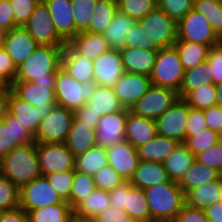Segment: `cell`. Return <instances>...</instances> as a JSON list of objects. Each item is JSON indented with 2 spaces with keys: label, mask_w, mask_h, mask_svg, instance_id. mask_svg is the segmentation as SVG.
<instances>
[{
  "label": "cell",
  "mask_w": 222,
  "mask_h": 222,
  "mask_svg": "<svg viewBox=\"0 0 222 222\" xmlns=\"http://www.w3.org/2000/svg\"><path fill=\"white\" fill-rule=\"evenodd\" d=\"M64 47L39 45L32 55L16 68L15 81H29L55 88Z\"/></svg>",
  "instance_id": "cell-1"
},
{
  "label": "cell",
  "mask_w": 222,
  "mask_h": 222,
  "mask_svg": "<svg viewBox=\"0 0 222 222\" xmlns=\"http://www.w3.org/2000/svg\"><path fill=\"white\" fill-rule=\"evenodd\" d=\"M0 174L18 188L42 176L37 144H24L12 149L0 159Z\"/></svg>",
  "instance_id": "cell-2"
},
{
  "label": "cell",
  "mask_w": 222,
  "mask_h": 222,
  "mask_svg": "<svg viewBox=\"0 0 222 222\" xmlns=\"http://www.w3.org/2000/svg\"><path fill=\"white\" fill-rule=\"evenodd\" d=\"M152 222H174L185 205V194L179 184L168 181L144 189Z\"/></svg>",
  "instance_id": "cell-3"
},
{
  "label": "cell",
  "mask_w": 222,
  "mask_h": 222,
  "mask_svg": "<svg viewBox=\"0 0 222 222\" xmlns=\"http://www.w3.org/2000/svg\"><path fill=\"white\" fill-rule=\"evenodd\" d=\"M138 22L143 30H147V50H159L174 46L177 41L178 23L159 7H156Z\"/></svg>",
  "instance_id": "cell-4"
},
{
  "label": "cell",
  "mask_w": 222,
  "mask_h": 222,
  "mask_svg": "<svg viewBox=\"0 0 222 222\" xmlns=\"http://www.w3.org/2000/svg\"><path fill=\"white\" fill-rule=\"evenodd\" d=\"M183 76L184 69L175 46L159 49L150 75L152 84L179 93Z\"/></svg>",
  "instance_id": "cell-5"
},
{
  "label": "cell",
  "mask_w": 222,
  "mask_h": 222,
  "mask_svg": "<svg viewBox=\"0 0 222 222\" xmlns=\"http://www.w3.org/2000/svg\"><path fill=\"white\" fill-rule=\"evenodd\" d=\"M96 87L94 81L80 83L60 68L54 89L57 105L75 112L87 103Z\"/></svg>",
  "instance_id": "cell-6"
},
{
  "label": "cell",
  "mask_w": 222,
  "mask_h": 222,
  "mask_svg": "<svg viewBox=\"0 0 222 222\" xmlns=\"http://www.w3.org/2000/svg\"><path fill=\"white\" fill-rule=\"evenodd\" d=\"M73 118V111L58 105L54 106L52 111L41 120L34 136L35 143H64Z\"/></svg>",
  "instance_id": "cell-7"
},
{
  "label": "cell",
  "mask_w": 222,
  "mask_h": 222,
  "mask_svg": "<svg viewBox=\"0 0 222 222\" xmlns=\"http://www.w3.org/2000/svg\"><path fill=\"white\" fill-rule=\"evenodd\" d=\"M63 201L45 176L23 185L19 191V207L27 213L42 207L59 204Z\"/></svg>",
  "instance_id": "cell-8"
},
{
  "label": "cell",
  "mask_w": 222,
  "mask_h": 222,
  "mask_svg": "<svg viewBox=\"0 0 222 222\" xmlns=\"http://www.w3.org/2000/svg\"><path fill=\"white\" fill-rule=\"evenodd\" d=\"M179 98L178 92L152 84L148 91L130 108V111L136 115L155 120Z\"/></svg>",
  "instance_id": "cell-9"
},
{
  "label": "cell",
  "mask_w": 222,
  "mask_h": 222,
  "mask_svg": "<svg viewBox=\"0 0 222 222\" xmlns=\"http://www.w3.org/2000/svg\"><path fill=\"white\" fill-rule=\"evenodd\" d=\"M177 30L179 40L207 44L211 47L222 42L210 26L209 20L194 8L178 22Z\"/></svg>",
  "instance_id": "cell-10"
},
{
  "label": "cell",
  "mask_w": 222,
  "mask_h": 222,
  "mask_svg": "<svg viewBox=\"0 0 222 222\" xmlns=\"http://www.w3.org/2000/svg\"><path fill=\"white\" fill-rule=\"evenodd\" d=\"M49 14L41 0L23 27L39 45L66 46L67 43L59 36Z\"/></svg>",
  "instance_id": "cell-11"
},
{
  "label": "cell",
  "mask_w": 222,
  "mask_h": 222,
  "mask_svg": "<svg viewBox=\"0 0 222 222\" xmlns=\"http://www.w3.org/2000/svg\"><path fill=\"white\" fill-rule=\"evenodd\" d=\"M42 176L75 170V157L64 143L37 144Z\"/></svg>",
  "instance_id": "cell-12"
},
{
  "label": "cell",
  "mask_w": 222,
  "mask_h": 222,
  "mask_svg": "<svg viewBox=\"0 0 222 222\" xmlns=\"http://www.w3.org/2000/svg\"><path fill=\"white\" fill-rule=\"evenodd\" d=\"M188 113V104L182 98L176 100L165 113L155 119L157 135L184 143Z\"/></svg>",
  "instance_id": "cell-13"
},
{
  "label": "cell",
  "mask_w": 222,
  "mask_h": 222,
  "mask_svg": "<svg viewBox=\"0 0 222 222\" xmlns=\"http://www.w3.org/2000/svg\"><path fill=\"white\" fill-rule=\"evenodd\" d=\"M1 46L17 68L32 55L39 44L23 26H17L4 32Z\"/></svg>",
  "instance_id": "cell-14"
},
{
  "label": "cell",
  "mask_w": 222,
  "mask_h": 222,
  "mask_svg": "<svg viewBox=\"0 0 222 222\" xmlns=\"http://www.w3.org/2000/svg\"><path fill=\"white\" fill-rule=\"evenodd\" d=\"M151 85L150 76L124 72L112 88L121 105L130 110Z\"/></svg>",
  "instance_id": "cell-15"
},
{
  "label": "cell",
  "mask_w": 222,
  "mask_h": 222,
  "mask_svg": "<svg viewBox=\"0 0 222 222\" xmlns=\"http://www.w3.org/2000/svg\"><path fill=\"white\" fill-rule=\"evenodd\" d=\"M55 88L49 85H38L29 81H14L10 90L28 104L46 110H52L57 105Z\"/></svg>",
  "instance_id": "cell-16"
},
{
  "label": "cell",
  "mask_w": 222,
  "mask_h": 222,
  "mask_svg": "<svg viewBox=\"0 0 222 222\" xmlns=\"http://www.w3.org/2000/svg\"><path fill=\"white\" fill-rule=\"evenodd\" d=\"M94 82L99 86L110 87L125 72L120 50L109 49L93 60Z\"/></svg>",
  "instance_id": "cell-17"
},
{
  "label": "cell",
  "mask_w": 222,
  "mask_h": 222,
  "mask_svg": "<svg viewBox=\"0 0 222 222\" xmlns=\"http://www.w3.org/2000/svg\"><path fill=\"white\" fill-rule=\"evenodd\" d=\"M108 164L123 177L130 181L140 162L138 149L126 140L106 147Z\"/></svg>",
  "instance_id": "cell-18"
},
{
  "label": "cell",
  "mask_w": 222,
  "mask_h": 222,
  "mask_svg": "<svg viewBox=\"0 0 222 222\" xmlns=\"http://www.w3.org/2000/svg\"><path fill=\"white\" fill-rule=\"evenodd\" d=\"M128 109L103 115L96 129L97 146L108 147L125 140Z\"/></svg>",
  "instance_id": "cell-19"
},
{
  "label": "cell",
  "mask_w": 222,
  "mask_h": 222,
  "mask_svg": "<svg viewBox=\"0 0 222 222\" xmlns=\"http://www.w3.org/2000/svg\"><path fill=\"white\" fill-rule=\"evenodd\" d=\"M34 143V136L18 122L17 118L7 113L0 122V159L15 147Z\"/></svg>",
  "instance_id": "cell-20"
},
{
  "label": "cell",
  "mask_w": 222,
  "mask_h": 222,
  "mask_svg": "<svg viewBox=\"0 0 222 222\" xmlns=\"http://www.w3.org/2000/svg\"><path fill=\"white\" fill-rule=\"evenodd\" d=\"M48 8L49 15L59 36L69 43L76 35L77 29L73 19L70 0H42Z\"/></svg>",
  "instance_id": "cell-21"
},
{
  "label": "cell",
  "mask_w": 222,
  "mask_h": 222,
  "mask_svg": "<svg viewBox=\"0 0 222 222\" xmlns=\"http://www.w3.org/2000/svg\"><path fill=\"white\" fill-rule=\"evenodd\" d=\"M51 111L28 104L9 89L8 113L17 118L18 122L33 136H35L41 120Z\"/></svg>",
  "instance_id": "cell-22"
},
{
  "label": "cell",
  "mask_w": 222,
  "mask_h": 222,
  "mask_svg": "<svg viewBox=\"0 0 222 222\" xmlns=\"http://www.w3.org/2000/svg\"><path fill=\"white\" fill-rule=\"evenodd\" d=\"M157 136L155 120L132 113L128 109L125 124V140L134 148H139Z\"/></svg>",
  "instance_id": "cell-23"
},
{
  "label": "cell",
  "mask_w": 222,
  "mask_h": 222,
  "mask_svg": "<svg viewBox=\"0 0 222 222\" xmlns=\"http://www.w3.org/2000/svg\"><path fill=\"white\" fill-rule=\"evenodd\" d=\"M61 68L76 81H94L93 60L78 54L68 43L64 47Z\"/></svg>",
  "instance_id": "cell-24"
},
{
  "label": "cell",
  "mask_w": 222,
  "mask_h": 222,
  "mask_svg": "<svg viewBox=\"0 0 222 222\" xmlns=\"http://www.w3.org/2000/svg\"><path fill=\"white\" fill-rule=\"evenodd\" d=\"M120 53L125 72L150 76L158 50L125 47Z\"/></svg>",
  "instance_id": "cell-25"
},
{
  "label": "cell",
  "mask_w": 222,
  "mask_h": 222,
  "mask_svg": "<svg viewBox=\"0 0 222 222\" xmlns=\"http://www.w3.org/2000/svg\"><path fill=\"white\" fill-rule=\"evenodd\" d=\"M64 144L74 157L84 154L97 145L96 129L89 127L74 116Z\"/></svg>",
  "instance_id": "cell-26"
},
{
  "label": "cell",
  "mask_w": 222,
  "mask_h": 222,
  "mask_svg": "<svg viewBox=\"0 0 222 222\" xmlns=\"http://www.w3.org/2000/svg\"><path fill=\"white\" fill-rule=\"evenodd\" d=\"M170 180L163 163L140 160L129 182L135 187L146 189Z\"/></svg>",
  "instance_id": "cell-27"
},
{
  "label": "cell",
  "mask_w": 222,
  "mask_h": 222,
  "mask_svg": "<svg viewBox=\"0 0 222 222\" xmlns=\"http://www.w3.org/2000/svg\"><path fill=\"white\" fill-rule=\"evenodd\" d=\"M78 54L95 60L110 47L103 34L80 32L68 43Z\"/></svg>",
  "instance_id": "cell-28"
},
{
  "label": "cell",
  "mask_w": 222,
  "mask_h": 222,
  "mask_svg": "<svg viewBox=\"0 0 222 222\" xmlns=\"http://www.w3.org/2000/svg\"><path fill=\"white\" fill-rule=\"evenodd\" d=\"M136 22L127 14L117 10L112 24L103 33L110 49L121 50L126 47V38Z\"/></svg>",
  "instance_id": "cell-29"
},
{
  "label": "cell",
  "mask_w": 222,
  "mask_h": 222,
  "mask_svg": "<svg viewBox=\"0 0 222 222\" xmlns=\"http://www.w3.org/2000/svg\"><path fill=\"white\" fill-rule=\"evenodd\" d=\"M222 177L210 183L195 187L185 194V204L194 208H205L220 202Z\"/></svg>",
  "instance_id": "cell-30"
},
{
  "label": "cell",
  "mask_w": 222,
  "mask_h": 222,
  "mask_svg": "<svg viewBox=\"0 0 222 222\" xmlns=\"http://www.w3.org/2000/svg\"><path fill=\"white\" fill-rule=\"evenodd\" d=\"M194 160L195 156L191 151L183 143H179L163 165L171 181L179 183Z\"/></svg>",
  "instance_id": "cell-31"
},
{
  "label": "cell",
  "mask_w": 222,
  "mask_h": 222,
  "mask_svg": "<svg viewBox=\"0 0 222 222\" xmlns=\"http://www.w3.org/2000/svg\"><path fill=\"white\" fill-rule=\"evenodd\" d=\"M179 143L173 139L157 135L149 142L142 144L138 149L141 161H154L163 163L174 151Z\"/></svg>",
  "instance_id": "cell-32"
},
{
  "label": "cell",
  "mask_w": 222,
  "mask_h": 222,
  "mask_svg": "<svg viewBox=\"0 0 222 222\" xmlns=\"http://www.w3.org/2000/svg\"><path fill=\"white\" fill-rule=\"evenodd\" d=\"M221 177L222 174L219 171L194 160L193 164L185 172L184 177L178 184L184 194H186L195 187L219 180Z\"/></svg>",
  "instance_id": "cell-33"
},
{
  "label": "cell",
  "mask_w": 222,
  "mask_h": 222,
  "mask_svg": "<svg viewBox=\"0 0 222 222\" xmlns=\"http://www.w3.org/2000/svg\"><path fill=\"white\" fill-rule=\"evenodd\" d=\"M174 46L179 53L184 71L205 62L211 50L210 45L179 39Z\"/></svg>",
  "instance_id": "cell-34"
},
{
  "label": "cell",
  "mask_w": 222,
  "mask_h": 222,
  "mask_svg": "<svg viewBox=\"0 0 222 222\" xmlns=\"http://www.w3.org/2000/svg\"><path fill=\"white\" fill-rule=\"evenodd\" d=\"M110 206L109 192L95 189L73 208V215L93 219Z\"/></svg>",
  "instance_id": "cell-35"
},
{
  "label": "cell",
  "mask_w": 222,
  "mask_h": 222,
  "mask_svg": "<svg viewBox=\"0 0 222 222\" xmlns=\"http://www.w3.org/2000/svg\"><path fill=\"white\" fill-rule=\"evenodd\" d=\"M87 104L101 117L124 109L115 95L113 88L99 85H97L94 94L87 101Z\"/></svg>",
  "instance_id": "cell-36"
},
{
  "label": "cell",
  "mask_w": 222,
  "mask_h": 222,
  "mask_svg": "<svg viewBox=\"0 0 222 222\" xmlns=\"http://www.w3.org/2000/svg\"><path fill=\"white\" fill-rule=\"evenodd\" d=\"M131 219L136 222H152L149 204L144 189L132 186L126 192V209Z\"/></svg>",
  "instance_id": "cell-37"
},
{
  "label": "cell",
  "mask_w": 222,
  "mask_h": 222,
  "mask_svg": "<svg viewBox=\"0 0 222 222\" xmlns=\"http://www.w3.org/2000/svg\"><path fill=\"white\" fill-rule=\"evenodd\" d=\"M29 222H70L73 208L67 201L30 211Z\"/></svg>",
  "instance_id": "cell-38"
},
{
  "label": "cell",
  "mask_w": 222,
  "mask_h": 222,
  "mask_svg": "<svg viewBox=\"0 0 222 222\" xmlns=\"http://www.w3.org/2000/svg\"><path fill=\"white\" fill-rule=\"evenodd\" d=\"M108 164L106 147L94 146L75 157V170L93 175Z\"/></svg>",
  "instance_id": "cell-39"
},
{
  "label": "cell",
  "mask_w": 222,
  "mask_h": 222,
  "mask_svg": "<svg viewBox=\"0 0 222 222\" xmlns=\"http://www.w3.org/2000/svg\"><path fill=\"white\" fill-rule=\"evenodd\" d=\"M117 10L116 0H97L93 11V19L86 32L103 34L112 24Z\"/></svg>",
  "instance_id": "cell-40"
},
{
  "label": "cell",
  "mask_w": 222,
  "mask_h": 222,
  "mask_svg": "<svg viewBox=\"0 0 222 222\" xmlns=\"http://www.w3.org/2000/svg\"><path fill=\"white\" fill-rule=\"evenodd\" d=\"M213 81L208 75L207 61L198 64L194 68L184 71L183 81L179 91V97L183 98L189 91L199 89Z\"/></svg>",
  "instance_id": "cell-41"
},
{
  "label": "cell",
  "mask_w": 222,
  "mask_h": 222,
  "mask_svg": "<svg viewBox=\"0 0 222 222\" xmlns=\"http://www.w3.org/2000/svg\"><path fill=\"white\" fill-rule=\"evenodd\" d=\"M193 8L209 20L213 31L222 40V2L194 0Z\"/></svg>",
  "instance_id": "cell-42"
},
{
  "label": "cell",
  "mask_w": 222,
  "mask_h": 222,
  "mask_svg": "<svg viewBox=\"0 0 222 222\" xmlns=\"http://www.w3.org/2000/svg\"><path fill=\"white\" fill-rule=\"evenodd\" d=\"M189 107L204 110L216 105V85L209 83L199 89L189 91L182 98Z\"/></svg>",
  "instance_id": "cell-43"
},
{
  "label": "cell",
  "mask_w": 222,
  "mask_h": 222,
  "mask_svg": "<svg viewBox=\"0 0 222 222\" xmlns=\"http://www.w3.org/2000/svg\"><path fill=\"white\" fill-rule=\"evenodd\" d=\"M95 189L93 175L74 170L71 194L67 202L72 208H74Z\"/></svg>",
  "instance_id": "cell-44"
},
{
  "label": "cell",
  "mask_w": 222,
  "mask_h": 222,
  "mask_svg": "<svg viewBox=\"0 0 222 222\" xmlns=\"http://www.w3.org/2000/svg\"><path fill=\"white\" fill-rule=\"evenodd\" d=\"M73 11V19L77 34L86 32L93 19V11L97 0H70Z\"/></svg>",
  "instance_id": "cell-45"
},
{
  "label": "cell",
  "mask_w": 222,
  "mask_h": 222,
  "mask_svg": "<svg viewBox=\"0 0 222 222\" xmlns=\"http://www.w3.org/2000/svg\"><path fill=\"white\" fill-rule=\"evenodd\" d=\"M117 9L139 21L158 7V0H116Z\"/></svg>",
  "instance_id": "cell-46"
},
{
  "label": "cell",
  "mask_w": 222,
  "mask_h": 222,
  "mask_svg": "<svg viewBox=\"0 0 222 222\" xmlns=\"http://www.w3.org/2000/svg\"><path fill=\"white\" fill-rule=\"evenodd\" d=\"M221 140L222 136L219 133L208 128L196 135L188 136L183 144L196 156Z\"/></svg>",
  "instance_id": "cell-47"
},
{
  "label": "cell",
  "mask_w": 222,
  "mask_h": 222,
  "mask_svg": "<svg viewBox=\"0 0 222 222\" xmlns=\"http://www.w3.org/2000/svg\"><path fill=\"white\" fill-rule=\"evenodd\" d=\"M95 188L103 191H111L121 186L126 180L121 177L109 164L93 174Z\"/></svg>",
  "instance_id": "cell-48"
},
{
  "label": "cell",
  "mask_w": 222,
  "mask_h": 222,
  "mask_svg": "<svg viewBox=\"0 0 222 222\" xmlns=\"http://www.w3.org/2000/svg\"><path fill=\"white\" fill-rule=\"evenodd\" d=\"M19 191L13 182L0 174V210H12L19 207Z\"/></svg>",
  "instance_id": "cell-49"
},
{
  "label": "cell",
  "mask_w": 222,
  "mask_h": 222,
  "mask_svg": "<svg viewBox=\"0 0 222 222\" xmlns=\"http://www.w3.org/2000/svg\"><path fill=\"white\" fill-rule=\"evenodd\" d=\"M194 0H158V7L177 23L193 8Z\"/></svg>",
  "instance_id": "cell-50"
},
{
  "label": "cell",
  "mask_w": 222,
  "mask_h": 222,
  "mask_svg": "<svg viewBox=\"0 0 222 222\" xmlns=\"http://www.w3.org/2000/svg\"><path fill=\"white\" fill-rule=\"evenodd\" d=\"M45 177L55 188L61 198L65 201H68L71 194L74 170L57 172L50 175H46Z\"/></svg>",
  "instance_id": "cell-51"
},
{
  "label": "cell",
  "mask_w": 222,
  "mask_h": 222,
  "mask_svg": "<svg viewBox=\"0 0 222 222\" xmlns=\"http://www.w3.org/2000/svg\"><path fill=\"white\" fill-rule=\"evenodd\" d=\"M206 61L209 78L215 85L222 83V42L211 47Z\"/></svg>",
  "instance_id": "cell-52"
},
{
  "label": "cell",
  "mask_w": 222,
  "mask_h": 222,
  "mask_svg": "<svg viewBox=\"0 0 222 222\" xmlns=\"http://www.w3.org/2000/svg\"><path fill=\"white\" fill-rule=\"evenodd\" d=\"M199 163L207 165L222 174V140L195 156Z\"/></svg>",
  "instance_id": "cell-53"
},
{
  "label": "cell",
  "mask_w": 222,
  "mask_h": 222,
  "mask_svg": "<svg viewBox=\"0 0 222 222\" xmlns=\"http://www.w3.org/2000/svg\"><path fill=\"white\" fill-rule=\"evenodd\" d=\"M41 0H10L16 26H24Z\"/></svg>",
  "instance_id": "cell-54"
},
{
  "label": "cell",
  "mask_w": 222,
  "mask_h": 222,
  "mask_svg": "<svg viewBox=\"0 0 222 222\" xmlns=\"http://www.w3.org/2000/svg\"><path fill=\"white\" fill-rule=\"evenodd\" d=\"M208 129L204 111L189 107L188 119L186 124V138L198 134L200 131Z\"/></svg>",
  "instance_id": "cell-55"
},
{
  "label": "cell",
  "mask_w": 222,
  "mask_h": 222,
  "mask_svg": "<svg viewBox=\"0 0 222 222\" xmlns=\"http://www.w3.org/2000/svg\"><path fill=\"white\" fill-rule=\"evenodd\" d=\"M174 222H209V220L204 210L185 204L178 212Z\"/></svg>",
  "instance_id": "cell-56"
},
{
  "label": "cell",
  "mask_w": 222,
  "mask_h": 222,
  "mask_svg": "<svg viewBox=\"0 0 222 222\" xmlns=\"http://www.w3.org/2000/svg\"><path fill=\"white\" fill-rule=\"evenodd\" d=\"M96 222H133L125 210L108 207L93 218Z\"/></svg>",
  "instance_id": "cell-57"
},
{
  "label": "cell",
  "mask_w": 222,
  "mask_h": 222,
  "mask_svg": "<svg viewBox=\"0 0 222 222\" xmlns=\"http://www.w3.org/2000/svg\"><path fill=\"white\" fill-rule=\"evenodd\" d=\"M203 111L208 128L222 136V107L213 105Z\"/></svg>",
  "instance_id": "cell-58"
},
{
  "label": "cell",
  "mask_w": 222,
  "mask_h": 222,
  "mask_svg": "<svg viewBox=\"0 0 222 222\" xmlns=\"http://www.w3.org/2000/svg\"><path fill=\"white\" fill-rule=\"evenodd\" d=\"M147 30H143L141 24L137 21L126 38V47L147 50Z\"/></svg>",
  "instance_id": "cell-59"
},
{
  "label": "cell",
  "mask_w": 222,
  "mask_h": 222,
  "mask_svg": "<svg viewBox=\"0 0 222 222\" xmlns=\"http://www.w3.org/2000/svg\"><path fill=\"white\" fill-rule=\"evenodd\" d=\"M0 76L9 85L15 81L16 76V67L2 46H0Z\"/></svg>",
  "instance_id": "cell-60"
},
{
  "label": "cell",
  "mask_w": 222,
  "mask_h": 222,
  "mask_svg": "<svg viewBox=\"0 0 222 222\" xmlns=\"http://www.w3.org/2000/svg\"><path fill=\"white\" fill-rule=\"evenodd\" d=\"M17 27L10 0H0V29L7 32Z\"/></svg>",
  "instance_id": "cell-61"
},
{
  "label": "cell",
  "mask_w": 222,
  "mask_h": 222,
  "mask_svg": "<svg viewBox=\"0 0 222 222\" xmlns=\"http://www.w3.org/2000/svg\"><path fill=\"white\" fill-rule=\"evenodd\" d=\"M133 185L126 181L121 186L114 188L109 191L110 205L117 209L125 210L126 209V192H129L130 188Z\"/></svg>",
  "instance_id": "cell-62"
},
{
  "label": "cell",
  "mask_w": 222,
  "mask_h": 222,
  "mask_svg": "<svg viewBox=\"0 0 222 222\" xmlns=\"http://www.w3.org/2000/svg\"><path fill=\"white\" fill-rule=\"evenodd\" d=\"M74 116L89 127L97 129L99 119L101 118L87 103L74 112Z\"/></svg>",
  "instance_id": "cell-63"
},
{
  "label": "cell",
  "mask_w": 222,
  "mask_h": 222,
  "mask_svg": "<svg viewBox=\"0 0 222 222\" xmlns=\"http://www.w3.org/2000/svg\"><path fill=\"white\" fill-rule=\"evenodd\" d=\"M0 222H29L27 212L21 207L2 211Z\"/></svg>",
  "instance_id": "cell-64"
},
{
  "label": "cell",
  "mask_w": 222,
  "mask_h": 222,
  "mask_svg": "<svg viewBox=\"0 0 222 222\" xmlns=\"http://www.w3.org/2000/svg\"><path fill=\"white\" fill-rule=\"evenodd\" d=\"M209 222H222V203H214L204 209Z\"/></svg>",
  "instance_id": "cell-65"
},
{
  "label": "cell",
  "mask_w": 222,
  "mask_h": 222,
  "mask_svg": "<svg viewBox=\"0 0 222 222\" xmlns=\"http://www.w3.org/2000/svg\"><path fill=\"white\" fill-rule=\"evenodd\" d=\"M9 90L0 91V122L4 120L8 113Z\"/></svg>",
  "instance_id": "cell-66"
},
{
  "label": "cell",
  "mask_w": 222,
  "mask_h": 222,
  "mask_svg": "<svg viewBox=\"0 0 222 222\" xmlns=\"http://www.w3.org/2000/svg\"><path fill=\"white\" fill-rule=\"evenodd\" d=\"M216 105L222 107V83L216 85Z\"/></svg>",
  "instance_id": "cell-67"
},
{
  "label": "cell",
  "mask_w": 222,
  "mask_h": 222,
  "mask_svg": "<svg viewBox=\"0 0 222 222\" xmlns=\"http://www.w3.org/2000/svg\"><path fill=\"white\" fill-rule=\"evenodd\" d=\"M70 222H96V221L91 218H81L73 215Z\"/></svg>",
  "instance_id": "cell-68"
},
{
  "label": "cell",
  "mask_w": 222,
  "mask_h": 222,
  "mask_svg": "<svg viewBox=\"0 0 222 222\" xmlns=\"http://www.w3.org/2000/svg\"><path fill=\"white\" fill-rule=\"evenodd\" d=\"M10 85L0 76V91L9 90Z\"/></svg>",
  "instance_id": "cell-69"
},
{
  "label": "cell",
  "mask_w": 222,
  "mask_h": 222,
  "mask_svg": "<svg viewBox=\"0 0 222 222\" xmlns=\"http://www.w3.org/2000/svg\"><path fill=\"white\" fill-rule=\"evenodd\" d=\"M3 35H4V32L0 29V44L3 40Z\"/></svg>",
  "instance_id": "cell-70"
},
{
  "label": "cell",
  "mask_w": 222,
  "mask_h": 222,
  "mask_svg": "<svg viewBox=\"0 0 222 222\" xmlns=\"http://www.w3.org/2000/svg\"><path fill=\"white\" fill-rule=\"evenodd\" d=\"M220 202L222 203V187H221V191H220Z\"/></svg>",
  "instance_id": "cell-71"
}]
</instances>
